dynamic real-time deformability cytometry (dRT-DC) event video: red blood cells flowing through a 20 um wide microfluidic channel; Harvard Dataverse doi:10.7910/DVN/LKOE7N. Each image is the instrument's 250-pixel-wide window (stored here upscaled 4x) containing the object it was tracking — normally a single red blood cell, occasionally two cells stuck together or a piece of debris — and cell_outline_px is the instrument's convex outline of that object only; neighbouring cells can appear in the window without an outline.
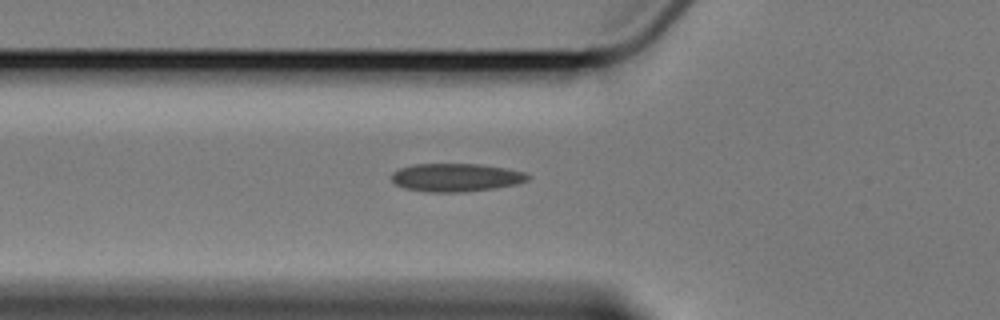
{"species": "Egyptian fruit bat (a non-hibernating species)", "species_latin": "Rousettus aegyptiacus", "temperature_condition": "cold", "stored_images_in_passage": 8, "camera_frame_rate_fps": 3000, "um_per_image_px": 0.085, "animal": {"sex": "female"}, "frame": {"image": 1, "passage_image": 8, "time_ms": 8.0, "image_size_px": [1000, 320], "cell_outline_px": [[532, 176], [528, 180], [516, 184], [496, 188], [464, 192], [428, 192], [404, 188], [396, 184], [392, 180], [392, 172], [400, 168], [416, 164], [480, 164], [508, 168], [524, 172]], "centroid_in_image_um": [38.79, 15.08], "position_along_channel_um": 87.0, "area_um2": 22.48}}